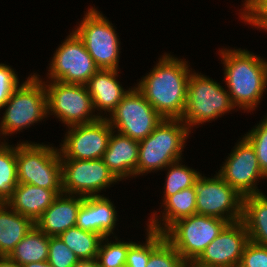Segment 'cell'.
<instances>
[{
    "label": "cell",
    "instance_id": "1",
    "mask_svg": "<svg viewBox=\"0 0 267 267\" xmlns=\"http://www.w3.org/2000/svg\"><path fill=\"white\" fill-rule=\"evenodd\" d=\"M136 88L165 119H182L192 69L186 59L164 53ZM189 65V66H188Z\"/></svg>",
    "mask_w": 267,
    "mask_h": 267
},
{
    "label": "cell",
    "instance_id": "2",
    "mask_svg": "<svg viewBox=\"0 0 267 267\" xmlns=\"http://www.w3.org/2000/svg\"><path fill=\"white\" fill-rule=\"evenodd\" d=\"M224 80L236 109L250 112L258 107L267 89V60L247 49H219Z\"/></svg>",
    "mask_w": 267,
    "mask_h": 267
},
{
    "label": "cell",
    "instance_id": "3",
    "mask_svg": "<svg viewBox=\"0 0 267 267\" xmlns=\"http://www.w3.org/2000/svg\"><path fill=\"white\" fill-rule=\"evenodd\" d=\"M191 131L181 119H163L145 139L139 141L136 177L165 168L182 160Z\"/></svg>",
    "mask_w": 267,
    "mask_h": 267
},
{
    "label": "cell",
    "instance_id": "4",
    "mask_svg": "<svg viewBox=\"0 0 267 267\" xmlns=\"http://www.w3.org/2000/svg\"><path fill=\"white\" fill-rule=\"evenodd\" d=\"M32 73L12 93L4 106L6 108L0 121V137L6 138L15 132H23L38 121L48 118L47 94L43 79ZM3 134V136H1ZM11 134V135H9Z\"/></svg>",
    "mask_w": 267,
    "mask_h": 267
},
{
    "label": "cell",
    "instance_id": "5",
    "mask_svg": "<svg viewBox=\"0 0 267 267\" xmlns=\"http://www.w3.org/2000/svg\"><path fill=\"white\" fill-rule=\"evenodd\" d=\"M233 109L235 106L225 87L202 73H190L186 107L181 119L190 131L193 127L215 121Z\"/></svg>",
    "mask_w": 267,
    "mask_h": 267
},
{
    "label": "cell",
    "instance_id": "6",
    "mask_svg": "<svg viewBox=\"0 0 267 267\" xmlns=\"http://www.w3.org/2000/svg\"><path fill=\"white\" fill-rule=\"evenodd\" d=\"M18 183L32 184L50 190H62L59 149L43 143L17 142Z\"/></svg>",
    "mask_w": 267,
    "mask_h": 267
},
{
    "label": "cell",
    "instance_id": "7",
    "mask_svg": "<svg viewBox=\"0 0 267 267\" xmlns=\"http://www.w3.org/2000/svg\"><path fill=\"white\" fill-rule=\"evenodd\" d=\"M228 223L225 219L194 214L173 223L163 234L191 266Z\"/></svg>",
    "mask_w": 267,
    "mask_h": 267
},
{
    "label": "cell",
    "instance_id": "8",
    "mask_svg": "<svg viewBox=\"0 0 267 267\" xmlns=\"http://www.w3.org/2000/svg\"><path fill=\"white\" fill-rule=\"evenodd\" d=\"M79 26L73 29L84 43L99 69H119L121 42L113 24L97 8L90 7L84 13Z\"/></svg>",
    "mask_w": 267,
    "mask_h": 267
},
{
    "label": "cell",
    "instance_id": "9",
    "mask_svg": "<svg viewBox=\"0 0 267 267\" xmlns=\"http://www.w3.org/2000/svg\"><path fill=\"white\" fill-rule=\"evenodd\" d=\"M43 83L47 94L48 115H54L64 126L89 124L100 119L95 114L86 85L52 80Z\"/></svg>",
    "mask_w": 267,
    "mask_h": 267
},
{
    "label": "cell",
    "instance_id": "10",
    "mask_svg": "<svg viewBox=\"0 0 267 267\" xmlns=\"http://www.w3.org/2000/svg\"><path fill=\"white\" fill-rule=\"evenodd\" d=\"M108 116L104 117L113 130L137 141L145 139L164 119L136 86L128 91Z\"/></svg>",
    "mask_w": 267,
    "mask_h": 267
},
{
    "label": "cell",
    "instance_id": "11",
    "mask_svg": "<svg viewBox=\"0 0 267 267\" xmlns=\"http://www.w3.org/2000/svg\"><path fill=\"white\" fill-rule=\"evenodd\" d=\"M54 52L48 67L49 80L86 85L99 70L84 43L73 30Z\"/></svg>",
    "mask_w": 267,
    "mask_h": 267
},
{
    "label": "cell",
    "instance_id": "12",
    "mask_svg": "<svg viewBox=\"0 0 267 267\" xmlns=\"http://www.w3.org/2000/svg\"><path fill=\"white\" fill-rule=\"evenodd\" d=\"M196 214L225 219L229 223L242 220L243 197L217 172L214 177H198L195 182Z\"/></svg>",
    "mask_w": 267,
    "mask_h": 267
},
{
    "label": "cell",
    "instance_id": "13",
    "mask_svg": "<svg viewBox=\"0 0 267 267\" xmlns=\"http://www.w3.org/2000/svg\"><path fill=\"white\" fill-rule=\"evenodd\" d=\"M62 190L65 194L100 196L101 190L118 183L103 159H61Z\"/></svg>",
    "mask_w": 267,
    "mask_h": 267
},
{
    "label": "cell",
    "instance_id": "14",
    "mask_svg": "<svg viewBox=\"0 0 267 267\" xmlns=\"http://www.w3.org/2000/svg\"><path fill=\"white\" fill-rule=\"evenodd\" d=\"M63 143H60L61 159H102L108 148L113 128L106 118L67 127Z\"/></svg>",
    "mask_w": 267,
    "mask_h": 267
},
{
    "label": "cell",
    "instance_id": "15",
    "mask_svg": "<svg viewBox=\"0 0 267 267\" xmlns=\"http://www.w3.org/2000/svg\"><path fill=\"white\" fill-rule=\"evenodd\" d=\"M233 147L218 174L242 197L262 194L258 189L259 180L267 176L262 172L252 145L244 138ZM258 181V182H257Z\"/></svg>",
    "mask_w": 267,
    "mask_h": 267
},
{
    "label": "cell",
    "instance_id": "16",
    "mask_svg": "<svg viewBox=\"0 0 267 267\" xmlns=\"http://www.w3.org/2000/svg\"><path fill=\"white\" fill-rule=\"evenodd\" d=\"M248 242L242 220L228 223L191 267H238Z\"/></svg>",
    "mask_w": 267,
    "mask_h": 267
},
{
    "label": "cell",
    "instance_id": "17",
    "mask_svg": "<svg viewBox=\"0 0 267 267\" xmlns=\"http://www.w3.org/2000/svg\"><path fill=\"white\" fill-rule=\"evenodd\" d=\"M115 208L111 199L103 194L84 197L77 213L76 226L102 237L113 236L116 222L119 221Z\"/></svg>",
    "mask_w": 267,
    "mask_h": 267
},
{
    "label": "cell",
    "instance_id": "18",
    "mask_svg": "<svg viewBox=\"0 0 267 267\" xmlns=\"http://www.w3.org/2000/svg\"><path fill=\"white\" fill-rule=\"evenodd\" d=\"M102 159L119 182L129 177L135 178L139 141L113 130Z\"/></svg>",
    "mask_w": 267,
    "mask_h": 267
},
{
    "label": "cell",
    "instance_id": "19",
    "mask_svg": "<svg viewBox=\"0 0 267 267\" xmlns=\"http://www.w3.org/2000/svg\"><path fill=\"white\" fill-rule=\"evenodd\" d=\"M118 73V70L115 69H99L86 84L94 110L99 118H105L103 117L105 113L108 117L107 112L110 115L131 89L123 88L118 80ZM98 111L100 112L98 113ZM103 111L105 112L102 113Z\"/></svg>",
    "mask_w": 267,
    "mask_h": 267
},
{
    "label": "cell",
    "instance_id": "20",
    "mask_svg": "<svg viewBox=\"0 0 267 267\" xmlns=\"http://www.w3.org/2000/svg\"><path fill=\"white\" fill-rule=\"evenodd\" d=\"M83 199L84 197L79 195L59 194L35 222V226L47 236H59L76 226L77 213Z\"/></svg>",
    "mask_w": 267,
    "mask_h": 267
},
{
    "label": "cell",
    "instance_id": "21",
    "mask_svg": "<svg viewBox=\"0 0 267 267\" xmlns=\"http://www.w3.org/2000/svg\"><path fill=\"white\" fill-rule=\"evenodd\" d=\"M62 193L63 190H50L32 184L18 183L6 204L35 223Z\"/></svg>",
    "mask_w": 267,
    "mask_h": 267
},
{
    "label": "cell",
    "instance_id": "22",
    "mask_svg": "<svg viewBox=\"0 0 267 267\" xmlns=\"http://www.w3.org/2000/svg\"><path fill=\"white\" fill-rule=\"evenodd\" d=\"M196 198L195 186L168 196L160 206L164 207L162 215L161 212L160 215L156 211L152 212V217L147 221L149 224H146L147 228L163 234L173 223L196 214Z\"/></svg>",
    "mask_w": 267,
    "mask_h": 267
},
{
    "label": "cell",
    "instance_id": "23",
    "mask_svg": "<svg viewBox=\"0 0 267 267\" xmlns=\"http://www.w3.org/2000/svg\"><path fill=\"white\" fill-rule=\"evenodd\" d=\"M34 226L30 218L0 202V256H9Z\"/></svg>",
    "mask_w": 267,
    "mask_h": 267
},
{
    "label": "cell",
    "instance_id": "24",
    "mask_svg": "<svg viewBox=\"0 0 267 267\" xmlns=\"http://www.w3.org/2000/svg\"><path fill=\"white\" fill-rule=\"evenodd\" d=\"M242 221L249 241L267 246V196L264 193L243 197Z\"/></svg>",
    "mask_w": 267,
    "mask_h": 267
},
{
    "label": "cell",
    "instance_id": "25",
    "mask_svg": "<svg viewBox=\"0 0 267 267\" xmlns=\"http://www.w3.org/2000/svg\"><path fill=\"white\" fill-rule=\"evenodd\" d=\"M49 236L34 226L15 246L9 257L18 264L48 261Z\"/></svg>",
    "mask_w": 267,
    "mask_h": 267
},
{
    "label": "cell",
    "instance_id": "26",
    "mask_svg": "<svg viewBox=\"0 0 267 267\" xmlns=\"http://www.w3.org/2000/svg\"><path fill=\"white\" fill-rule=\"evenodd\" d=\"M59 237L82 263L96 262L103 238L101 235L74 226L62 232Z\"/></svg>",
    "mask_w": 267,
    "mask_h": 267
},
{
    "label": "cell",
    "instance_id": "27",
    "mask_svg": "<svg viewBox=\"0 0 267 267\" xmlns=\"http://www.w3.org/2000/svg\"><path fill=\"white\" fill-rule=\"evenodd\" d=\"M3 141H0V202L6 203L18 185V179L16 144L14 147V145H9L4 138Z\"/></svg>",
    "mask_w": 267,
    "mask_h": 267
},
{
    "label": "cell",
    "instance_id": "28",
    "mask_svg": "<svg viewBox=\"0 0 267 267\" xmlns=\"http://www.w3.org/2000/svg\"><path fill=\"white\" fill-rule=\"evenodd\" d=\"M146 267H190L164 234L151 230V254Z\"/></svg>",
    "mask_w": 267,
    "mask_h": 267
},
{
    "label": "cell",
    "instance_id": "29",
    "mask_svg": "<svg viewBox=\"0 0 267 267\" xmlns=\"http://www.w3.org/2000/svg\"><path fill=\"white\" fill-rule=\"evenodd\" d=\"M182 160H178L169 164L165 169H167L165 185H164V195L162 202L171 195L176 194L186 188L195 186V182L201 175L199 171L192 169V167H187L181 163Z\"/></svg>",
    "mask_w": 267,
    "mask_h": 267
},
{
    "label": "cell",
    "instance_id": "30",
    "mask_svg": "<svg viewBox=\"0 0 267 267\" xmlns=\"http://www.w3.org/2000/svg\"><path fill=\"white\" fill-rule=\"evenodd\" d=\"M115 242L109 241L108 237H103L98 250L96 263L100 267H125L128 253V242H124L114 237Z\"/></svg>",
    "mask_w": 267,
    "mask_h": 267
},
{
    "label": "cell",
    "instance_id": "31",
    "mask_svg": "<svg viewBox=\"0 0 267 267\" xmlns=\"http://www.w3.org/2000/svg\"><path fill=\"white\" fill-rule=\"evenodd\" d=\"M48 262L53 267H79L82 264L59 236H49Z\"/></svg>",
    "mask_w": 267,
    "mask_h": 267
},
{
    "label": "cell",
    "instance_id": "32",
    "mask_svg": "<svg viewBox=\"0 0 267 267\" xmlns=\"http://www.w3.org/2000/svg\"><path fill=\"white\" fill-rule=\"evenodd\" d=\"M254 148L262 172L267 176V114L243 136Z\"/></svg>",
    "mask_w": 267,
    "mask_h": 267
},
{
    "label": "cell",
    "instance_id": "33",
    "mask_svg": "<svg viewBox=\"0 0 267 267\" xmlns=\"http://www.w3.org/2000/svg\"><path fill=\"white\" fill-rule=\"evenodd\" d=\"M146 243L128 241V253L125 267H146L151 254V229L146 228Z\"/></svg>",
    "mask_w": 267,
    "mask_h": 267
},
{
    "label": "cell",
    "instance_id": "34",
    "mask_svg": "<svg viewBox=\"0 0 267 267\" xmlns=\"http://www.w3.org/2000/svg\"><path fill=\"white\" fill-rule=\"evenodd\" d=\"M240 19L245 24H250L257 29L267 30V0H256L244 12H242Z\"/></svg>",
    "mask_w": 267,
    "mask_h": 267
},
{
    "label": "cell",
    "instance_id": "35",
    "mask_svg": "<svg viewBox=\"0 0 267 267\" xmlns=\"http://www.w3.org/2000/svg\"><path fill=\"white\" fill-rule=\"evenodd\" d=\"M238 267H267V246L249 241L243 250Z\"/></svg>",
    "mask_w": 267,
    "mask_h": 267
},
{
    "label": "cell",
    "instance_id": "36",
    "mask_svg": "<svg viewBox=\"0 0 267 267\" xmlns=\"http://www.w3.org/2000/svg\"><path fill=\"white\" fill-rule=\"evenodd\" d=\"M19 85V78L12 66L0 63V108L5 105Z\"/></svg>",
    "mask_w": 267,
    "mask_h": 267
},
{
    "label": "cell",
    "instance_id": "37",
    "mask_svg": "<svg viewBox=\"0 0 267 267\" xmlns=\"http://www.w3.org/2000/svg\"><path fill=\"white\" fill-rule=\"evenodd\" d=\"M0 267H22L9 256H0Z\"/></svg>",
    "mask_w": 267,
    "mask_h": 267
},
{
    "label": "cell",
    "instance_id": "38",
    "mask_svg": "<svg viewBox=\"0 0 267 267\" xmlns=\"http://www.w3.org/2000/svg\"><path fill=\"white\" fill-rule=\"evenodd\" d=\"M22 267H53L48 261L42 262H31L26 265H22Z\"/></svg>",
    "mask_w": 267,
    "mask_h": 267
},
{
    "label": "cell",
    "instance_id": "39",
    "mask_svg": "<svg viewBox=\"0 0 267 267\" xmlns=\"http://www.w3.org/2000/svg\"><path fill=\"white\" fill-rule=\"evenodd\" d=\"M256 0H244V8L240 9V13L239 14H242V11L244 12L250 5H252Z\"/></svg>",
    "mask_w": 267,
    "mask_h": 267
},
{
    "label": "cell",
    "instance_id": "40",
    "mask_svg": "<svg viewBox=\"0 0 267 267\" xmlns=\"http://www.w3.org/2000/svg\"><path fill=\"white\" fill-rule=\"evenodd\" d=\"M79 267H100L96 262L94 263H82Z\"/></svg>",
    "mask_w": 267,
    "mask_h": 267
}]
</instances>
